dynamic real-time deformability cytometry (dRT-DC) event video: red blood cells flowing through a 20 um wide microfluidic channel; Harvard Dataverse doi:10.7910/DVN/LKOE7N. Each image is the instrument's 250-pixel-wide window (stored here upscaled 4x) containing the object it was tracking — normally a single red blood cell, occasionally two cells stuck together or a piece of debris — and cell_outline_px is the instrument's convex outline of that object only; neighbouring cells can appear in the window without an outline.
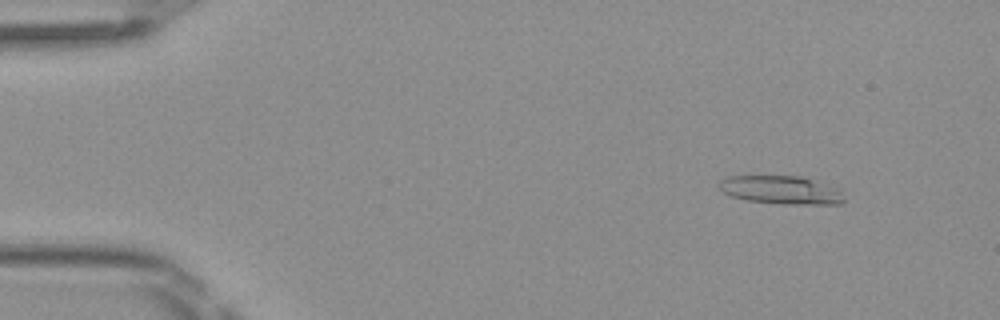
{"species": "Egyptian fruit bat (a non-hibernating species)", "species_latin": "Rousettus aegyptiacus", "temperature_condition": "room temperature", "stored_images_in_passage": 5, "camera_frame_rate_fps": 3000, "um_per_image_px": 0.085, "frame": {"image": 1, "passage_image": 2, "time_ms": 0.333, "image_size_px": [1000, 320], "cell_outline_px": [[844, 200], [840, 204], [780, 204], [748, 200], [732, 196], [724, 192], [716, 184], [720, 180], [728, 176], [800, 176], [836, 188], [840, 192]], "centroid_in_image_um": [66.34, 16.15], "position_along_channel_um": 18.7, "area_um2": 20.35}}
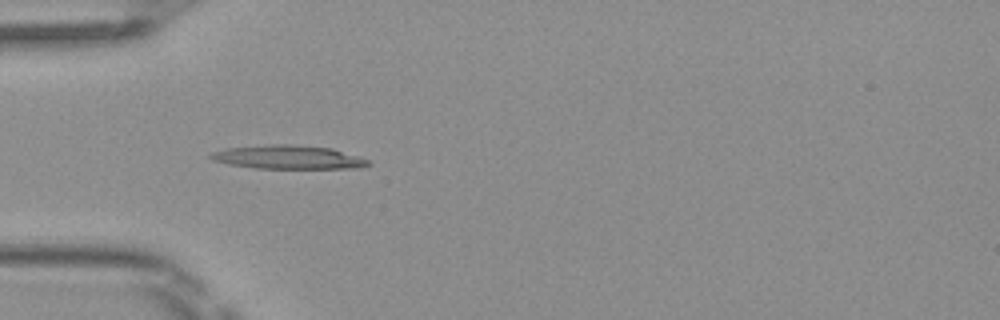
{"frame": {"image": 2, "passage_image": 4, "time_ms": 1.0, "image_size_px": [1000, 320], "cell_outline_px": [[372, 164], [360, 168], [256, 168], [228, 164], [212, 160], [208, 156], [212, 152], [224, 148], [272, 144], [292, 144], [332, 148], [360, 156], [368, 160]], "centroid_in_image_um": [24.51, 13.35], "position_along_channel_um": 60.5, "area_um2": 21.85}}
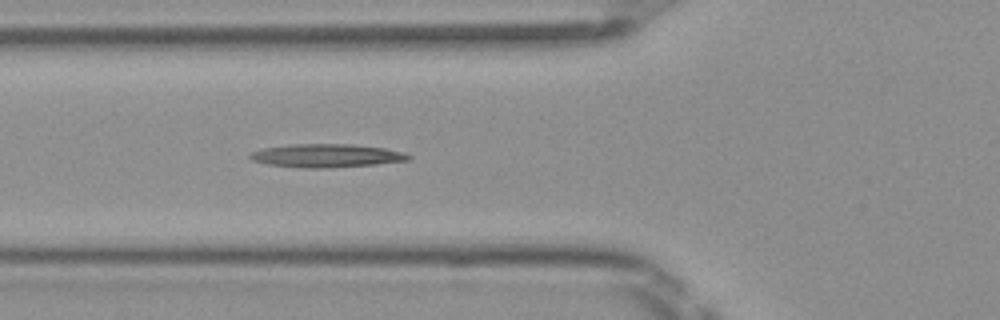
{"frame": {"image": 3, "passage_image": 5, "time_ms": 1.333, "image_size_px": [1000, 320], "cell_outline_px": [[412, 156], [408, 160], [376, 164], [324, 168], [304, 168], [268, 164], [252, 160], [248, 156], [252, 152], [264, 148], [292, 144], [352, 144], [384, 148], [404, 152]], "centroid_in_image_um": [27.76, 13.23], "position_along_channel_um": 98.0, "area_um2": 21.39}}